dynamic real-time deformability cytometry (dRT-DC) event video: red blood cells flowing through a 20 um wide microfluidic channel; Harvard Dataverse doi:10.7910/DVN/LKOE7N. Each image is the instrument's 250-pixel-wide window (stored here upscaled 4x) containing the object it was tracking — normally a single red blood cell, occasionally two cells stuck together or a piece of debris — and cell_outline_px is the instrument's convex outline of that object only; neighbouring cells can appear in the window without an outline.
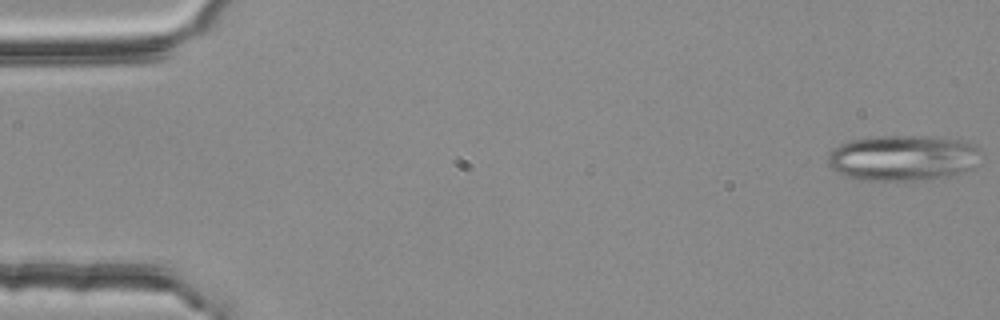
{"species": "common noctule bat (a hibernating species)", "species_latin": "Nyctalus noctula", "temperature_condition": "room temperature", "stored_images_in_passage": 4, "camera_frame_rate_fps": 3000, "um_per_image_px": 0.085, "animal": {"sex": "female", "body_mass_g": 25.1}, "frame": {"image": 1, "passage_image": 1, "time_ms": 0.0, "image_size_px": [1000, 320], "cell_outline_px": [[980, 152], [972, 168], [960, 172], [912, 184], [860, 180], [848, 176], [832, 168], [828, 164], [828, 152], [832, 148], [840, 144], [852, 140], [880, 136], [928, 136], [960, 140], [972, 144], [980, 148]], "centroid_in_image_um": [76.71, 13.46], "position_along_channel_um": 8.3, "area_um2": 41.38}}